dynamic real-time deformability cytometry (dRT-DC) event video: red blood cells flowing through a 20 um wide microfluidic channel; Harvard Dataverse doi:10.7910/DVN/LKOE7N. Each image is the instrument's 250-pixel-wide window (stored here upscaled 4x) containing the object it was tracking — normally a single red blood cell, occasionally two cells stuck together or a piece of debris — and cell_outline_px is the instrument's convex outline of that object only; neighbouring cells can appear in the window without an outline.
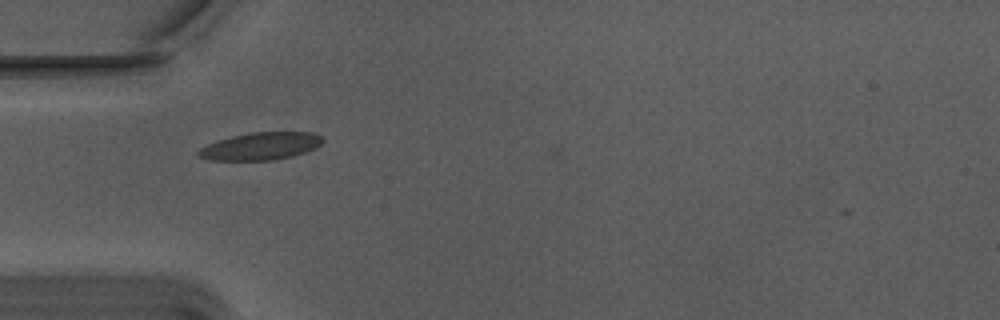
{"species": "Egyptian fruit bat (a non-hibernating species)", "species_latin": "Rousettus aegyptiacus", "temperature_condition": "warm", "stored_images_in_passage": 39, "camera_frame_rate_fps": 3000, "um_per_image_px": 0.085, "animal": {"sex": "male"}, "frame": {"image": 1, "passage_image": 2, "time_ms": 0.333, "image_size_px": [1000, 320], "cell_outline_px": [[324, 140], [320, 144], [304, 152], [292, 156], [272, 160], [208, 160], [196, 156], [196, 152], [200, 148], [208, 144], [232, 136], [252, 132], [312, 132], [320, 136]], "centroid_in_image_um": [22.11, 12.43], "position_along_channel_um": 62.9, "area_um2": 19.71}}
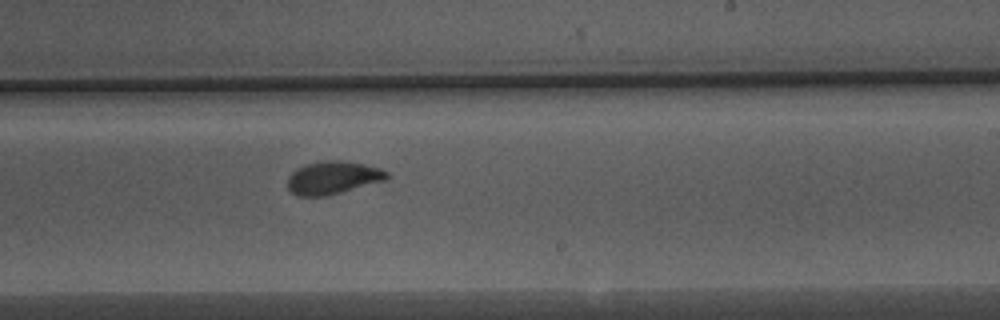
{"frame": {"image": 2, "passage_image": 18, "time_ms": 5.667, "image_size_px": [1000, 320], "cell_outline_px": [[388, 176], [384, 180], [340, 192], [324, 196], [300, 196], [292, 192], [288, 188], [288, 176], [296, 168], [304, 164], [328, 160], [340, 160], [364, 164], [380, 168], [388, 172]], "centroid_in_image_um": [28.26, 15.09], "position_along_channel_um": 260.7, "area_um2": 18.79}}
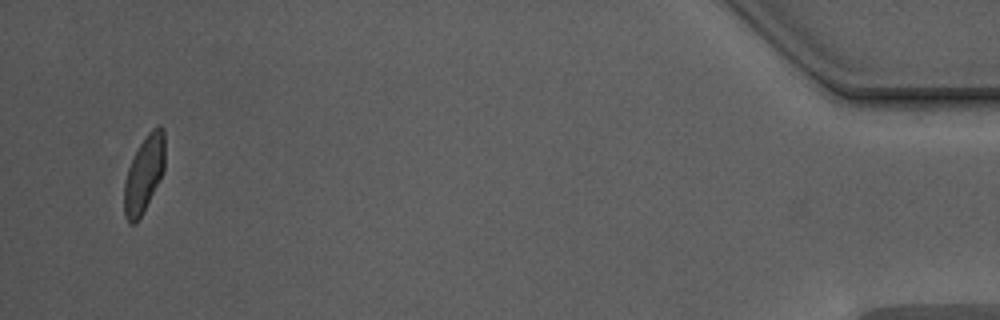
{"frame": {"image": 3, "passage_image": 38, "time_ms": 12.333, "image_size_px": [1000, 320], "cell_outline_px": [[164, 172], [136, 224], [128, 224], [124, 216], [124, 180], [128, 168], [140, 144], [148, 132], [156, 124], [160, 124], [164, 128]], "centroid_in_image_um": [12.24, 14.79], "position_along_channel_um": 423.0, "area_um2": 18.21}}